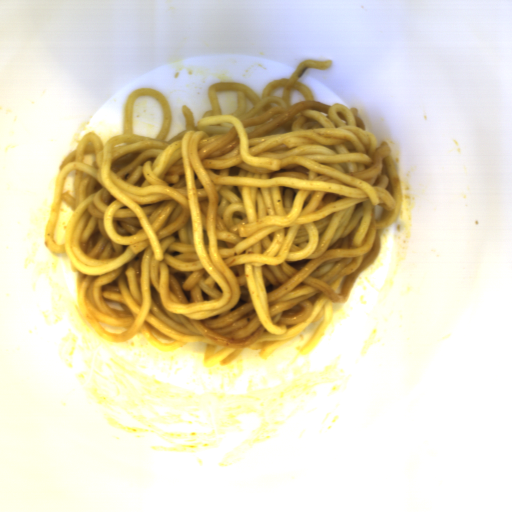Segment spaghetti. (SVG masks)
Segmentation results:
<instances>
[{
	"instance_id": "obj_1",
	"label": "spaghetti",
	"mask_w": 512,
	"mask_h": 512,
	"mask_svg": "<svg viewBox=\"0 0 512 512\" xmlns=\"http://www.w3.org/2000/svg\"><path fill=\"white\" fill-rule=\"evenodd\" d=\"M289 77L262 88L208 86L210 110L164 141L172 112L155 89H136L122 134L105 145L93 131L60 162L43 242L65 254L76 309L115 343L139 334L162 353L203 343V364L228 366L245 349L268 358L322 317L306 355L325 335L335 304L347 302L381 252L403 191L392 151L377 145L357 108L314 101ZM236 89L231 114L218 90ZM158 98L155 138L135 136L132 104ZM75 170L76 196L63 192ZM62 203L73 208L64 240L54 236Z\"/></svg>"
}]
</instances>
